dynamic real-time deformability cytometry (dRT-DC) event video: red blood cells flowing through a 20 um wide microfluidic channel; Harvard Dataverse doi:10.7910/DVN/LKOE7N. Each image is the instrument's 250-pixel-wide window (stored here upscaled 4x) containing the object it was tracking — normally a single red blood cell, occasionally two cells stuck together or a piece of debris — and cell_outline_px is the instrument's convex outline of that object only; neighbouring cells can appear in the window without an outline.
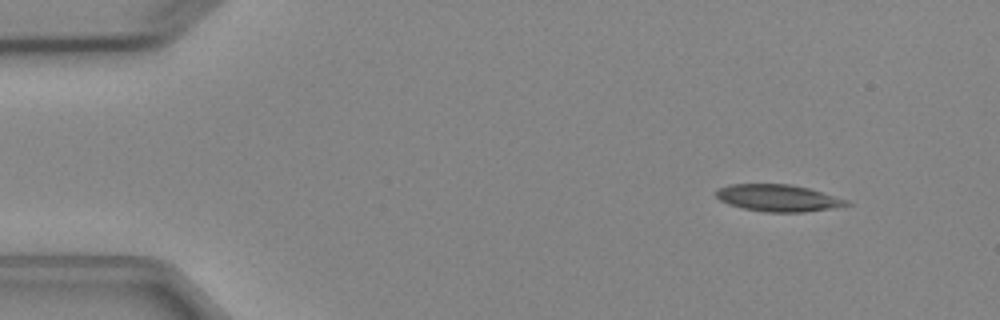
{"species": "Egyptian fruit bat (a non-hibernating species)", "species_latin": "Rousettus aegyptiacus", "temperature_condition": "cold", "stored_images_in_passage": 5, "camera_frame_rate_fps": 3000, "um_per_image_px": 0.085, "animal": {"sex": "female"}, "frame": {"image": 1, "passage_image": 1, "time_ms": 0.0, "image_size_px": [1000, 320], "cell_outline_px": [[852, 204], [832, 208], [804, 212], [764, 212], [744, 208], [728, 204], [720, 200], [716, 196], [716, 188], [728, 184], [792, 184], [808, 188], [848, 200]], "centroid_in_image_um": [66.11, 16.82], "position_along_channel_um": 18.9, "area_um2": 20.46}}
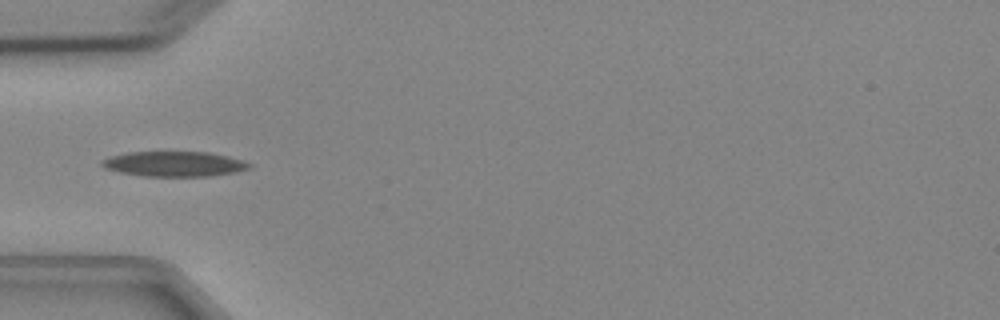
{"frame": {"image": 2, "passage_image": 4, "time_ms": 3.667, "image_size_px": [1000, 320], "cell_outline_px": [[252, 168], [236, 172], [212, 176], [144, 176], [120, 172], [104, 168], [100, 164], [100, 160], [108, 156], [128, 152], [208, 152], [228, 156], [252, 164]], "centroid_in_image_um": [14.79, 13.93], "position_along_channel_um": 70.2, "area_um2": 21.68}}